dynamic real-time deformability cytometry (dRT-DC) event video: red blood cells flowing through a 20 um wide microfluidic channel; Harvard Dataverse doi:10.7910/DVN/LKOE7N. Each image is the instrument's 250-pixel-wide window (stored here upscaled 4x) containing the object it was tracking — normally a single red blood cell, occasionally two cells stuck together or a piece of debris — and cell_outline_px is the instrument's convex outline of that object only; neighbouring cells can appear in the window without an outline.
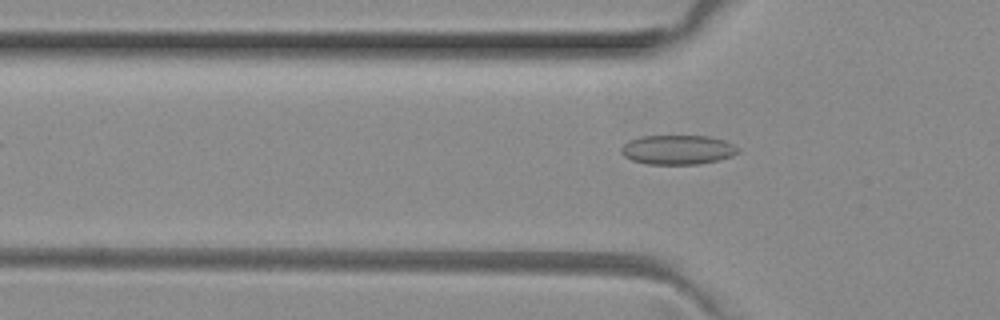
{"species": "common noctule bat (a hibernating species)", "species_latin": "Nyctalus noctula", "temperature_condition": "room temperature", "stored_images_in_passage": 4, "camera_frame_rate_fps": 3000, "um_per_image_px": 0.085, "animal": {"sex": "female", "body_mass_g": 29.2, "forearm_length_mm": 56.3}, "frame": {"image": 1, "passage_image": 4, "time_ms": 1.0, "image_size_px": [1000, 320], "cell_outline_px": [[740, 152], [732, 156], [720, 160], [700, 164], [648, 164], [632, 160], [624, 156], [620, 152], [620, 148], [628, 140], [640, 136], [708, 136], [724, 140], [732, 144]], "centroid_in_image_um": [57.58, 12.73], "position_along_channel_um": 68.2, "area_um2": 20.11}}